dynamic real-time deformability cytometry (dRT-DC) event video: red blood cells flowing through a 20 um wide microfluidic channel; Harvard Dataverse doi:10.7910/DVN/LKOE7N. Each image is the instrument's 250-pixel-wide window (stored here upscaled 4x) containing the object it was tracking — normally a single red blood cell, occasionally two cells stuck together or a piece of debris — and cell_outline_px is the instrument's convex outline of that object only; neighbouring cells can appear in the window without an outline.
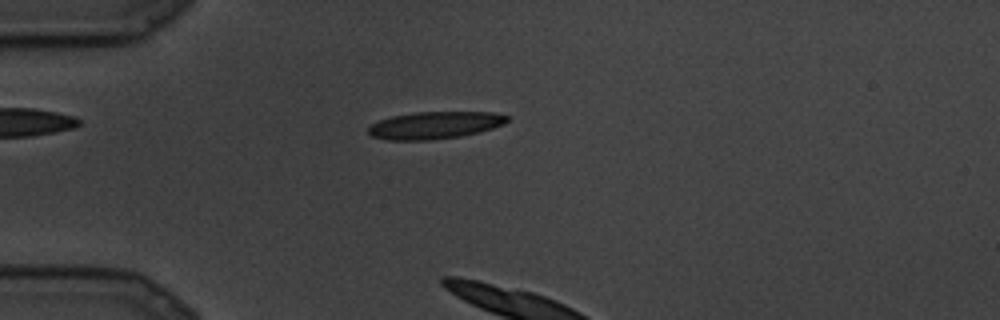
{"species": "common noctule bat (a hibernating species)", "species_latin": "Nyctalus noctula", "temperature_condition": "cold", "stored_images_in_passage": 21, "camera_frame_rate_fps": 3000, "um_per_image_px": 0.085, "animal": {"sex": "male", "body_mass_g": 19.5, "forearm_length_mm": 54.6}, "frame": {"image": 1, "passage_image": 1, "time_ms": 0.0, "image_size_px": [1000, 320], "cell_outline_px": [[508, 120], [504, 124], [480, 132], [460, 136], [428, 140], [388, 140], [372, 136], [368, 132], [368, 128], [372, 124], [380, 120], [392, 116], [416, 112], [492, 112], [508, 116]], "centroid_in_image_um": [36.96, 10.64], "position_along_channel_um": 48.0, "area_um2": 21.91}}